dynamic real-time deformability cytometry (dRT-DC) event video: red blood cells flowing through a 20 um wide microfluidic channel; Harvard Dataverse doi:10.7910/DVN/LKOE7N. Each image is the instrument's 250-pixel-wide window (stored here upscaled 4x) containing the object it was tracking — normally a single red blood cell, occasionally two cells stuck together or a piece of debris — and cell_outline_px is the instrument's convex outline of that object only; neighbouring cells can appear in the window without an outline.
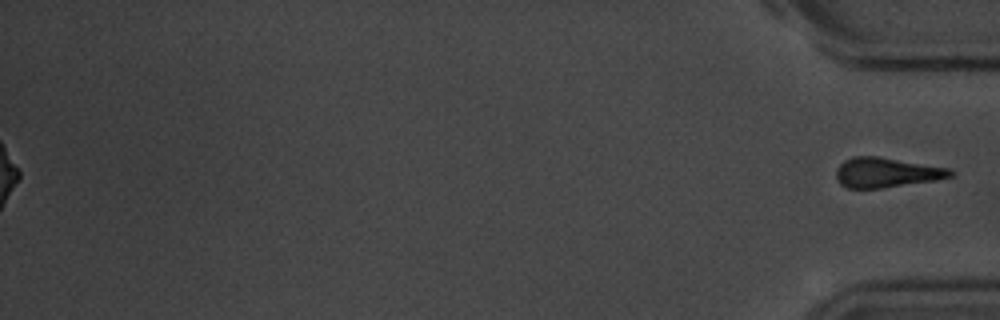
{"species": "common noctule bat (a hibernating species)", "species_latin": "Nyctalus noctula", "temperature_condition": "room temperature", "stored_images_in_passage": 56, "segment_of_instrument_passage": [2, 2], "camera_frame_rate_fps": 3000, "um_per_image_px": 0.085, "animal": {"sex": "male", "body_mass_g": 20.1, "forearm_length_mm": 53.5}, "frame": {"image": 1, "passage_image": 56, "time_ms": 18.333, "image_size_px": [1000, 320], "cell_outline_px": [[956, 172], [952, 176], [936, 180], [884, 188], [848, 188], [840, 184], [836, 176], [836, 168], [844, 160], [852, 156], [876, 156], [952, 168]], "centroid_in_image_um": [75.37, 14.66], "position_along_channel_um": 359.8, "area_um2": 20.06}}